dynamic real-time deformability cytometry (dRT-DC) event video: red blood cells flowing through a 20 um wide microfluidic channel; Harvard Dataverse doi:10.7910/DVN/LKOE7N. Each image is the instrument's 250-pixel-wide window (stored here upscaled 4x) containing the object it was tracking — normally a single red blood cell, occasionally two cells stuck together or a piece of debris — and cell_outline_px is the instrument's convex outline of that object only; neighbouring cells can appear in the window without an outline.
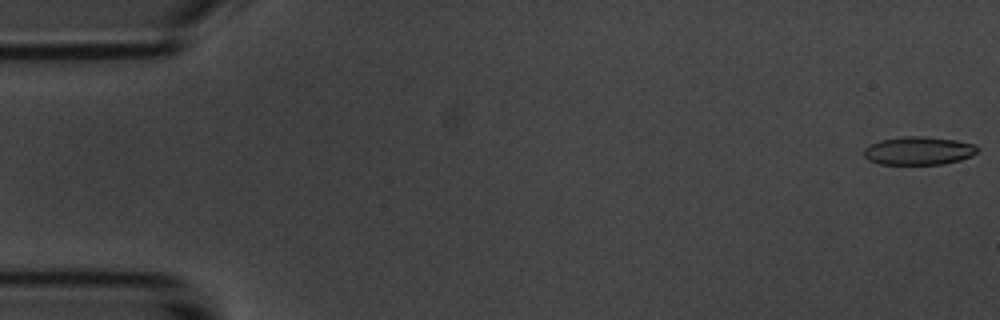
{"species": "common noctule bat (a hibernating species)", "species_latin": "Nyctalus noctula", "temperature_condition": "room temperature", "stored_images_in_passage": 6, "camera_frame_rate_fps": 3000, "um_per_image_px": 0.085, "animal": {"sex": "male", "body_mass_g": 20.1, "forearm_length_mm": 53.5}, "frame": {"image": 1, "passage_image": 1, "time_ms": 0.0, "image_size_px": [1000, 320], "cell_outline_px": [[980, 152], [972, 156], [960, 160], [940, 164], [880, 164], [868, 160], [864, 156], [864, 148], [868, 144], [880, 140], [900, 136], [924, 136], [956, 140], [972, 144], [980, 148]], "centroid_in_image_um": [78.08, 12.8], "position_along_channel_um": 6.9, "area_um2": 18.9}}
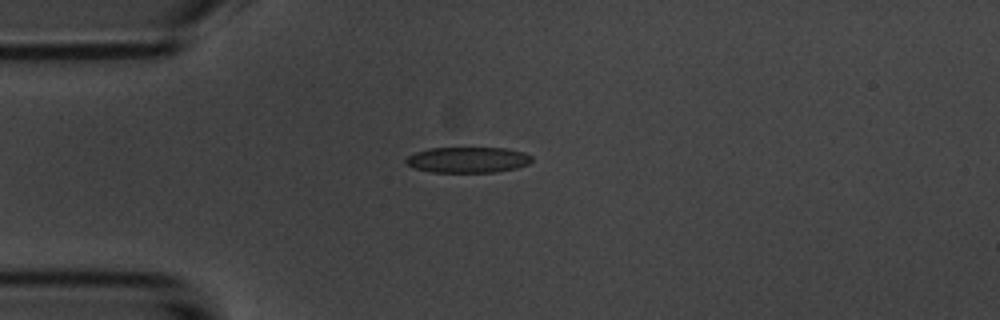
{"frame": {"image": 2, "passage_image": 5, "time_ms": 4.333, "image_size_px": [1000, 320], "cell_outline_px": [[532, 160], [528, 164], [516, 168], [496, 172], [432, 172], [412, 168], [404, 160], [408, 156], [416, 152], [428, 148], [504, 148], [524, 152], [532, 156]], "centroid_in_image_um": [39.76, 13.59], "position_along_channel_um": 45.2, "area_um2": 18.9}}
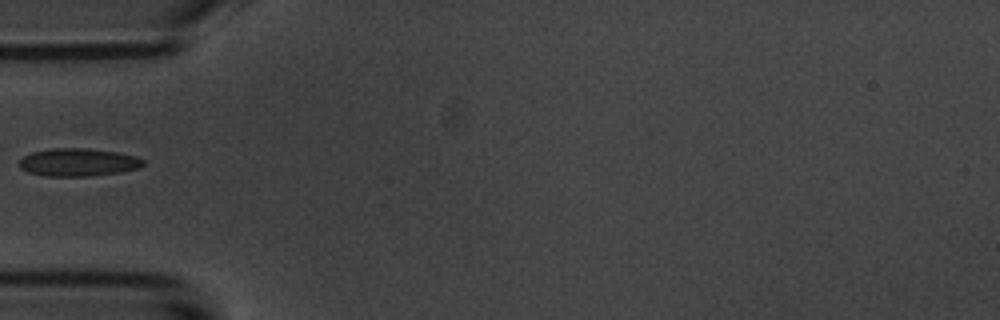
{"frame": {"image": 3, "passage_image": 6, "time_ms": 5.667, "image_size_px": [1000, 320], "cell_outline_px": [[144, 164], [140, 168], [120, 172], [88, 176], [44, 176], [28, 172], [20, 168], [20, 160], [24, 156], [32, 152], [52, 148], [84, 148], [116, 152], [136, 156], [144, 160]], "centroid_in_image_um": [6.65, 13.79], "position_along_channel_um": 78.4, "area_um2": 20.06}}